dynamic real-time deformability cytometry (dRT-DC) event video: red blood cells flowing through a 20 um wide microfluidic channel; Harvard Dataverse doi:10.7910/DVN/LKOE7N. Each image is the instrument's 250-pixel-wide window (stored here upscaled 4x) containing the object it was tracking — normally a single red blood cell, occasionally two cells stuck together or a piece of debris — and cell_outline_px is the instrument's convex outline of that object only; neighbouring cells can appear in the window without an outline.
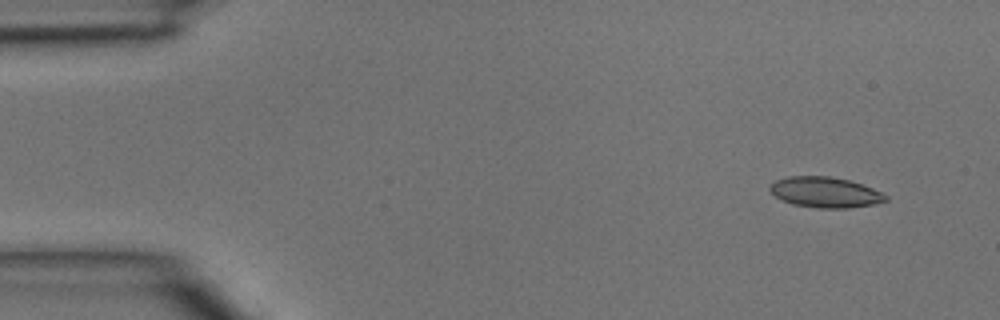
{"species": "common noctule bat (a hibernating species)", "species_latin": "Nyctalus noctula", "temperature_condition": "room temperature", "stored_images_in_passage": 4, "camera_frame_rate_fps": 3000, "um_per_image_px": 0.085, "animal": {"sex": "male", "body_mass_g": 15.6}, "frame": {"image": 1, "passage_image": 1, "time_ms": 0.0, "image_size_px": [1000, 320], "cell_outline_px": [[888, 200], [872, 204], [848, 208], [816, 208], [792, 204], [776, 196], [768, 188], [776, 180], [788, 176], [828, 176], [848, 180], [872, 188], [888, 196]], "centroid_in_image_um": [70.13, 16.34], "position_along_channel_um": 14.9, "area_um2": 20.35}}